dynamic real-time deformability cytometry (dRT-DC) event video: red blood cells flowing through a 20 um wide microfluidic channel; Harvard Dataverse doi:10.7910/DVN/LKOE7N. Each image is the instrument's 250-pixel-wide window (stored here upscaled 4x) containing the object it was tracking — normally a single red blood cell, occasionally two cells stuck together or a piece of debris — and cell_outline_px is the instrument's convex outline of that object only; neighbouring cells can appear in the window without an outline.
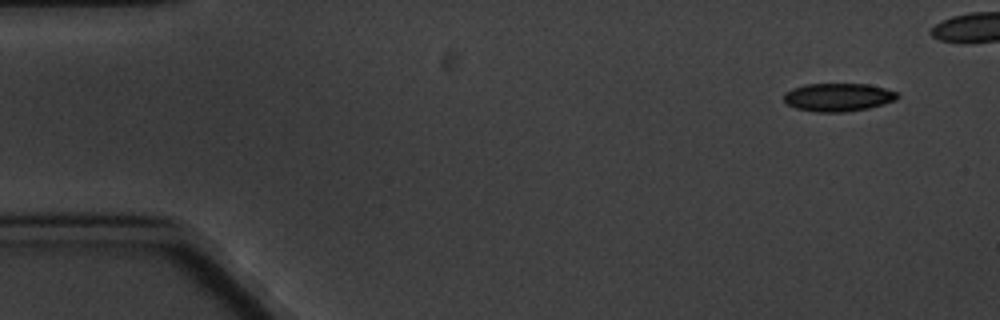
{"species": "common noctule bat (a hibernating species)", "species_latin": "Nyctalus noctula", "temperature_condition": "cold", "stored_images_in_passage": 5, "camera_frame_rate_fps": 3000, "um_per_image_px": 0.085, "animal": {"sex": "male", "body_mass_g": 20.1, "forearm_length_mm": 53.5}, "frame": {"image": 1, "passage_image": 1, "time_ms": 0.0, "image_size_px": [1000, 320], "cell_outline_px": [[900, 96], [896, 100], [868, 108], [844, 112], [816, 112], [796, 108], [784, 104], [784, 92], [792, 88], [804, 84], [868, 84], [884, 88], [896, 92]], "centroid_in_image_um": [71.2, 8.26], "position_along_channel_um": 13.8, "area_um2": 18.73}}